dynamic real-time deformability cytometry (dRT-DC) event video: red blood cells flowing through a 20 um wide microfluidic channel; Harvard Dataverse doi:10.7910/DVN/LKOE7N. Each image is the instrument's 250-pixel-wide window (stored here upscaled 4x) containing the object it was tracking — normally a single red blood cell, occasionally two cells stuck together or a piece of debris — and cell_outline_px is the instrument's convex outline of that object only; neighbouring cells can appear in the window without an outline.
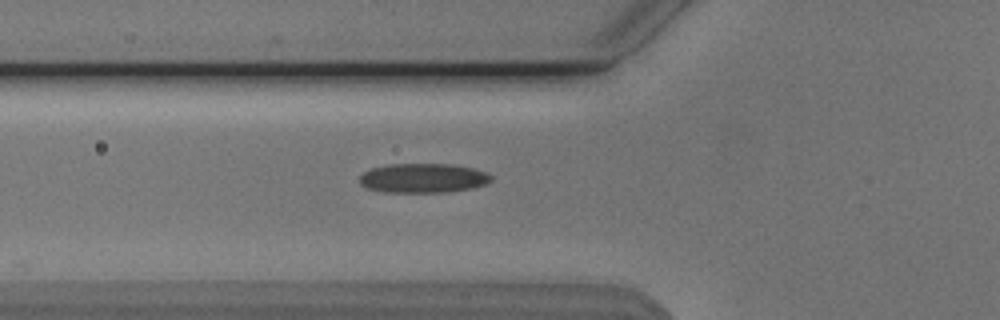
{"species": "Egyptian fruit bat (a non-hibernating species)", "species_latin": "Rousettus aegyptiacus", "temperature_condition": "cold", "stored_images_in_passage": 37, "camera_frame_rate_fps": 3000, "um_per_image_px": 0.085, "animal": {"sex": "male"}, "frame": {"image": 1, "passage_image": 5, "time_ms": 1.333, "image_size_px": [1000, 320], "cell_outline_px": [[492, 180], [484, 184], [472, 188], [448, 192], [384, 192], [368, 188], [360, 184], [360, 176], [364, 172], [372, 168], [388, 164], [452, 164], [472, 168], [484, 172], [492, 176]], "centroid_in_image_um": [35.95, 15.14], "position_along_channel_um": 89.8, "area_um2": 22.43}}
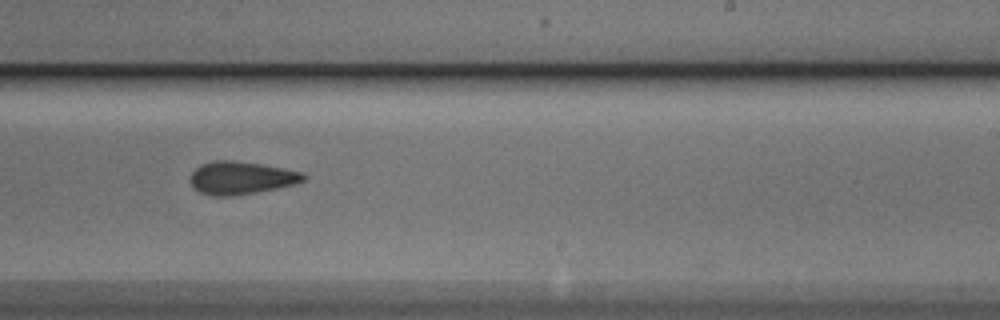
{"frame": {"image": 2, "passage_image": 19, "time_ms": 6.0, "image_size_px": [1000, 320], "cell_outline_px": [[308, 176], [304, 180], [296, 184], [256, 192], [228, 196], [212, 196], [200, 192], [192, 184], [192, 172], [200, 164], [212, 160], [232, 160], [260, 164], [304, 172]], "centroid_in_image_um": [20.52, 15.11], "position_along_channel_um": 268.5, "area_um2": 21.5}}
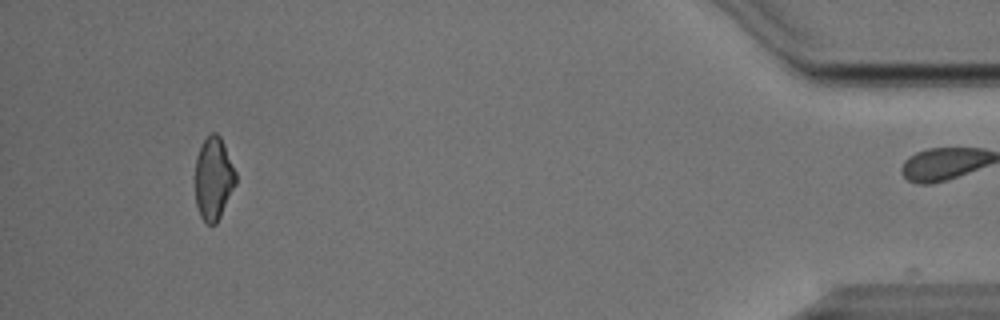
{"frame": {"image": 3, "passage_image": 36, "time_ms": 11.667, "image_size_px": [1000, 320], "cell_outline_px": [[236, 184], [216, 224], [208, 224], [200, 216], [196, 204], [196, 156], [204, 140], [212, 132], [216, 132], [220, 136], [224, 144], [236, 172]], "centroid_in_image_um": [18.16, 15.17], "position_along_channel_um": 417.0, "area_um2": 19.36}, "authors_computed_cell_mechanics": {"area_um2": 21.5594, "velocity_mm_per_s": 3.8171, "shape_relaxation_time_tau1_ms": 5.3318, "shape_relaxation_time_tau2_ms": 3.2078, "deformation_change_tau1": 0.1414, "deformation_change_tau2": 0.1122}}